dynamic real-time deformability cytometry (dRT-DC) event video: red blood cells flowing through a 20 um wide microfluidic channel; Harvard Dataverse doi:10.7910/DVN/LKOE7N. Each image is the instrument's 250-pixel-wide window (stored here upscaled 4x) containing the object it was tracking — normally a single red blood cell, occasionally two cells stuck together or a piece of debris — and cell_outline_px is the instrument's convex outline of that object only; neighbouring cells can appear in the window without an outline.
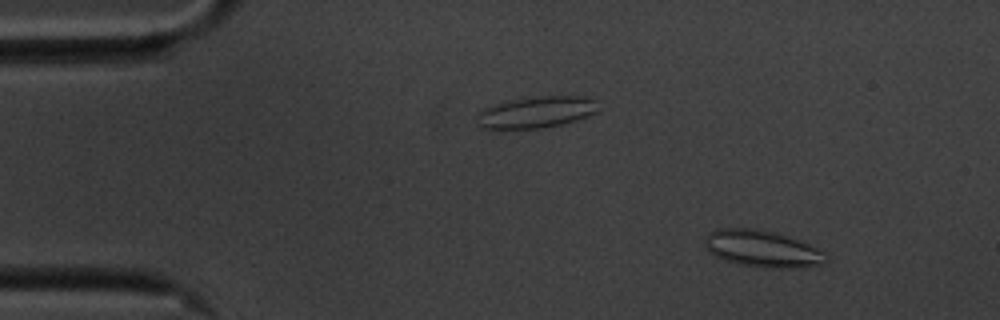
{"species": "common noctule bat (a hibernating species)", "species_latin": "Nyctalus noctula", "temperature_condition": "cold", "stored_images_in_passage": 56, "camera_frame_rate_fps": 3000, "um_per_image_px": 0.085, "animal": {"sex": "male", "body_mass_g": 20.1, "forearm_length_mm": 53.5}, "frame": {"image": 1, "passage_image": 6, "time_ms": 1.667, "image_size_px": [1000, 320], "cell_outline_px": [[828, 260], [820, 264], [804, 268], [764, 268], [740, 264], [724, 260], [716, 256], [704, 244], [704, 236], [716, 228], [752, 228], [776, 232], [788, 236], [828, 252]], "centroid_in_image_um": [64.84, 21.14], "position_along_channel_um": 20.2, "area_um2": 26.24}}
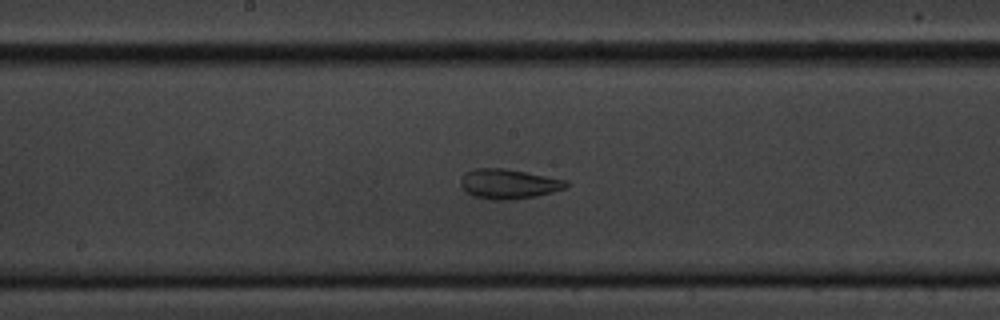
{"frame": {"image": 2, "passage_image": 29, "time_ms": 9.333, "image_size_px": [1000, 320], "cell_outline_px": [[568, 188], [536, 196], [508, 200], [496, 200], [472, 196], [464, 192], [460, 184], [460, 180], [464, 172], [476, 168], [504, 168], [568, 180]], "centroid_in_image_um": [43.21, 15.63], "position_along_channel_um": 205.0, "area_um2": 18.5}}
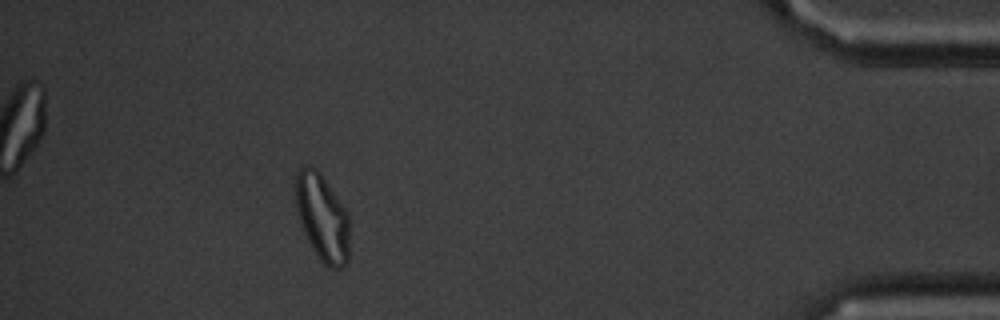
{"frame": {"image": 3, "passage_image": 51, "time_ms": 16.667, "image_size_px": [1000, 320], "cell_outline_px": [[348, 260], [340, 268], [328, 268], [320, 260], [300, 220], [296, 208], [296, 176], [300, 168], [308, 164], [316, 168], [320, 172], [348, 212]], "centroid_in_image_um": [27.41, 18.45], "position_along_channel_um": 407.8, "area_um2": 26.7}, "authors_computed_cell_mechanics": {"area_um2": 23.1489, "velocity_mm_per_s": 3.4832, "shape_relaxation_time_tau1_ms": null, "shape_relaxation_time_tau2_ms": 1.3378, "deformation_change_tau1": null, "deformation_change_tau2": 0.0844}}